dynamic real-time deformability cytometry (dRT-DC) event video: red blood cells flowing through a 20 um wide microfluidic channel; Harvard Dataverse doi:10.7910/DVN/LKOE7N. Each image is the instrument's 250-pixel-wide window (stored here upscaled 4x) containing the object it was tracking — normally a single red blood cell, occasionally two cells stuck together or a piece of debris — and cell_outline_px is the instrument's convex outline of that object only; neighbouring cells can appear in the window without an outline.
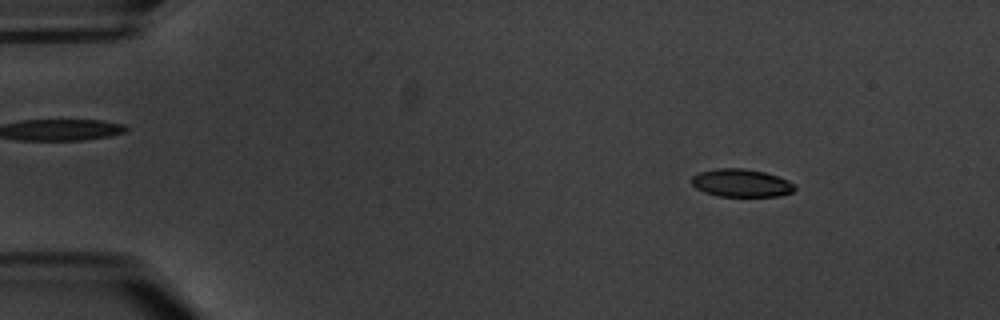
{"species": "common noctule bat (a hibernating species)", "species_latin": "Nyctalus noctula", "temperature_condition": "warm", "stored_images_in_passage": 5, "camera_frame_rate_fps": 3000, "um_per_image_px": 0.085, "animal": {"sex": "male", "body_mass_g": 20.1, "forearm_length_mm": 53.5}, "frame": {"image": 1, "passage_image": 2, "time_ms": 1.333, "image_size_px": [1000, 320], "cell_outline_px": [[796, 188], [792, 192], [780, 196], [720, 196], [704, 192], [696, 188], [688, 180], [692, 176], [700, 172], [716, 168], [744, 168], [764, 172], [788, 180]], "centroid_in_image_um": [62.96, 15.55], "position_along_channel_um": 22.0, "area_um2": 16.76}}
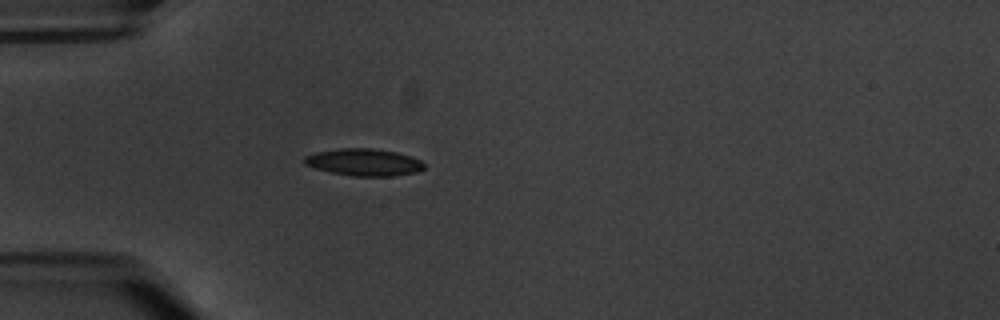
{"frame": {"image": 2, "passage_image": 4, "time_ms": 4.667, "image_size_px": [1000, 320], "cell_outline_px": [[424, 168], [416, 172], [392, 176], [352, 176], [332, 172], [316, 168], [304, 164], [304, 156], [316, 152], [340, 148], [372, 148], [396, 152], [420, 160], [424, 164]], "centroid_in_image_um": [30.92, 13.79], "position_along_channel_um": 54.1, "area_um2": 18.73}}